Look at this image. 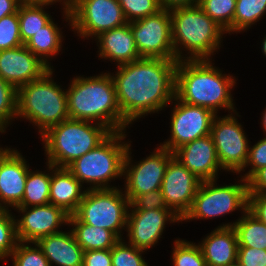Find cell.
Returning a JSON list of instances; mask_svg holds the SVG:
<instances>
[{"label": "cell", "mask_w": 266, "mask_h": 266, "mask_svg": "<svg viewBox=\"0 0 266 266\" xmlns=\"http://www.w3.org/2000/svg\"><path fill=\"white\" fill-rule=\"evenodd\" d=\"M176 59L142 57L112 76L123 119L130 124L175 99Z\"/></svg>", "instance_id": "6da1fadb"}, {"label": "cell", "mask_w": 266, "mask_h": 266, "mask_svg": "<svg viewBox=\"0 0 266 266\" xmlns=\"http://www.w3.org/2000/svg\"><path fill=\"white\" fill-rule=\"evenodd\" d=\"M215 68L210 59L178 61L175 86L178 100L207 108L214 114L220 108L235 111L230 90L236 82Z\"/></svg>", "instance_id": "7a4b0ae2"}, {"label": "cell", "mask_w": 266, "mask_h": 266, "mask_svg": "<svg viewBox=\"0 0 266 266\" xmlns=\"http://www.w3.org/2000/svg\"><path fill=\"white\" fill-rule=\"evenodd\" d=\"M67 92L70 119L95 121L111 132L123 131L128 123L118 105L116 89L109 73L71 81Z\"/></svg>", "instance_id": "3957f363"}, {"label": "cell", "mask_w": 266, "mask_h": 266, "mask_svg": "<svg viewBox=\"0 0 266 266\" xmlns=\"http://www.w3.org/2000/svg\"><path fill=\"white\" fill-rule=\"evenodd\" d=\"M172 43L177 61L183 60L180 46L189 50L187 59H210L219 48L225 30L211 19L198 4L170 10Z\"/></svg>", "instance_id": "277c9868"}, {"label": "cell", "mask_w": 266, "mask_h": 266, "mask_svg": "<svg viewBox=\"0 0 266 266\" xmlns=\"http://www.w3.org/2000/svg\"><path fill=\"white\" fill-rule=\"evenodd\" d=\"M52 70L17 89L16 116H23L37 125L41 135L69 119L67 92L50 79Z\"/></svg>", "instance_id": "5b68a950"}, {"label": "cell", "mask_w": 266, "mask_h": 266, "mask_svg": "<svg viewBox=\"0 0 266 266\" xmlns=\"http://www.w3.org/2000/svg\"><path fill=\"white\" fill-rule=\"evenodd\" d=\"M67 119L50 128L41 137L48 163L67 168L72 162L101 144L112 132L104 125Z\"/></svg>", "instance_id": "8992f818"}, {"label": "cell", "mask_w": 266, "mask_h": 266, "mask_svg": "<svg viewBox=\"0 0 266 266\" xmlns=\"http://www.w3.org/2000/svg\"><path fill=\"white\" fill-rule=\"evenodd\" d=\"M123 138L125 134L122 131L112 132L101 144L76 159L67 169L80 182L93 183L90 189H110L108 181L124 175V159L130 144H122L120 140Z\"/></svg>", "instance_id": "52a82bcc"}, {"label": "cell", "mask_w": 266, "mask_h": 266, "mask_svg": "<svg viewBox=\"0 0 266 266\" xmlns=\"http://www.w3.org/2000/svg\"><path fill=\"white\" fill-rule=\"evenodd\" d=\"M116 187L88 189L74 215L83 223L114 232L120 239V229L127 225L128 197Z\"/></svg>", "instance_id": "ba28073f"}, {"label": "cell", "mask_w": 266, "mask_h": 266, "mask_svg": "<svg viewBox=\"0 0 266 266\" xmlns=\"http://www.w3.org/2000/svg\"><path fill=\"white\" fill-rule=\"evenodd\" d=\"M244 184L214 186L215 180L201 181L189 211L181 219H203L221 216L241 208L248 209L247 181Z\"/></svg>", "instance_id": "9c48e42d"}, {"label": "cell", "mask_w": 266, "mask_h": 266, "mask_svg": "<svg viewBox=\"0 0 266 266\" xmlns=\"http://www.w3.org/2000/svg\"><path fill=\"white\" fill-rule=\"evenodd\" d=\"M64 12L71 26L84 38L128 23L117 0H75Z\"/></svg>", "instance_id": "30bf717a"}, {"label": "cell", "mask_w": 266, "mask_h": 266, "mask_svg": "<svg viewBox=\"0 0 266 266\" xmlns=\"http://www.w3.org/2000/svg\"><path fill=\"white\" fill-rule=\"evenodd\" d=\"M141 57L176 59L172 43L170 10L129 22Z\"/></svg>", "instance_id": "8fae6325"}, {"label": "cell", "mask_w": 266, "mask_h": 266, "mask_svg": "<svg viewBox=\"0 0 266 266\" xmlns=\"http://www.w3.org/2000/svg\"><path fill=\"white\" fill-rule=\"evenodd\" d=\"M231 115L221 119L215 116L210 135L222 169L239 173L245 168L249 146L241 125Z\"/></svg>", "instance_id": "7c38bea8"}, {"label": "cell", "mask_w": 266, "mask_h": 266, "mask_svg": "<svg viewBox=\"0 0 266 266\" xmlns=\"http://www.w3.org/2000/svg\"><path fill=\"white\" fill-rule=\"evenodd\" d=\"M159 147L155 150L156 152L135 166L129 165L131 159L129 157L130 148L128 147L124 159L123 173L127 176L125 195L130 203L138 195L161 189L166 166L174 153L162 146Z\"/></svg>", "instance_id": "4fadbf2b"}, {"label": "cell", "mask_w": 266, "mask_h": 266, "mask_svg": "<svg viewBox=\"0 0 266 266\" xmlns=\"http://www.w3.org/2000/svg\"><path fill=\"white\" fill-rule=\"evenodd\" d=\"M171 117V139L160 145L174 152L182 145L211 134L214 114L211 110L178 101Z\"/></svg>", "instance_id": "5bb4252c"}, {"label": "cell", "mask_w": 266, "mask_h": 266, "mask_svg": "<svg viewBox=\"0 0 266 266\" xmlns=\"http://www.w3.org/2000/svg\"><path fill=\"white\" fill-rule=\"evenodd\" d=\"M200 183L177 158L169 160L160 190L168 208L181 219L189 211Z\"/></svg>", "instance_id": "9a60e30c"}, {"label": "cell", "mask_w": 266, "mask_h": 266, "mask_svg": "<svg viewBox=\"0 0 266 266\" xmlns=\"http://www.w3.org/2000/svg\"><path fill=\"white\" fill-rule=\"evenodd\" d=\"M31 207H16L25 213L15 222L18 242L36 243L42 237L60 232L57 229L61 224L69 223L70 215L51 203Z\"/></svg>", "instance_id": "2e32d148"}, {"label": "cell", "mask_w": 266, "mask_h": 266, "mask_svg": "<svg viewBox=\"0 0 266 266\" xmlns=\"http://www.w3.org/2000/svg\"><path fill=\"white\" fill-rule=\"evenodd\" d=\"M50 69L24 44L0 51V77L16 89L41 78Z\"/></svg>", "instance_id": "e0dca14e"}, {"label": "cell", "mask_w": 266, "mask_h": 266, "mask_svg": "<svg viewBox=\"0 0 266 266\" xmlns=\"http://www.w3.org/2000/svg\"><path fill=\"white\" fill-rule=\"evenodd\" d=\"M131 212L128 211L126 226L129 243L141 250H146L157 243L166 221H181V218L171 209L132 210Z\"/></svg>", "instance_id": "ac0fdd59"}, {"label": "cell", "mask_w": 266, "mask_h": 266, "mask_svg": "<svg viewBox=\"0 0 266 266\" xmlns=\"http://www.w3.org/2000/svg\"><path fill=\"white\" fill-rule=\"evenodd\" d=\"M173 153L201 181L216 180L217 171L222 169L211 135L186 143Z\"/></svg>", "instance_id": "d6986e66"}, {"label": "cell", "mask_w": 266, "mask_h": 266, "mask_svg": "<svg viewBox=\"0 0 266 266\" xmlns=\"http://www.w3.org/2000/svg\"><path fill=\"white\" fill-rule=\"evenodd\" d=\"M25 159L16 150L0 148V201L17 207L25 190L29 172ZM0 203V208H5Z\"/></svg>", "instance_id": "ffe728a7"}, {"label": "cell", "mask_w": 266, "mask_h": 266, "mask_svg": "<svg viewBox=\"0 0 266 266\" xmlns=\"http://www.w3.org/2000/svg\"><path fill=\"white\" fill-rule=\"evenodd\" d=\"M53 170L51 175L49 202L73 215L83 200L85 191H81L82 183L67 169L58 168L48 163Z\"/></svg>", "instance_id": "44dd1931"}, {"label": "cell", "mask_w": 266, "mask_h": 266, "mask_svg": "<svg viewBox=\"0 0 266 266\" xmlns=\"http://www.w3.org/2000/svg\"><path fill=\"white\" fill-rule=\"evenodd\" d=\"M199 246L206 266H226L237 261L238 239L233 226L218 227Z\"/></svg>", "instance_id": "7402d4cb"}, {"label": "cell", "mask_w": 266, "mask_h": 266, "mask_svg": "<svg viewBox=\"0 0 266 266\" xmlns=\"http://www.w3.org/2000/svg\"><path fill=\"white\" fill-rule=\"evenodd\" d=\"M97 39L100 42V57L114 60L119 66L142 58L137 50L129 23L102 32Z\"/></svg>", "instance_id": "603a6c76"}, {"label": "cell", "mask_w": 266, "mask_h": 266, "mask_svg": "<svg viewBox=\"0 0 266 266\" xmlns=\"http://www.w3.org/2000/svg\"><path fill=\"white\" fill-rule=\"evenodd\" d=\"M36 244L42 249L44 256L58 266H82L84 250L70 232H58L40 238Z\"/></svg>", "instance_id": "cb8c5ba5"}, {"label": "cell", "mask_w": 266, "mask_h": 266, "mask_svg": "<svg viewBox=\"0 0 266 266\" xmlns=\"http://www.w3.org/2000/svg\"><path fill=\"white\" fill-rule=\"evenodd\" d=\"M72 232L84 251L111 249L120 238L112 231L81 222L74 214L69 216Z\"/></svg>", "instance_id": "d4e9b609"}, {"label": "cell", "mask_w": 266, "mask_h": 266, "mask_svg": "<svg viewBox=\"0 0 266 266\" xmlns=\"http://www.w3.org/2000/svg\"><path fill=\"white\" fill-rule=\"evenodd\" d=\"M242 218L233 224L220 227H231L236 231L238 247H251L266 250V224L260 221L248 209Z\"/></svg>", "instance_id": "484cf974"}, {"label": "cell", "mask_w": 266, "mask_h": 266, "mask_svg": "<svg viewBox=\"0 0 266 266\" xmlns=\"http://www.w3.org/2000/svg\"><path fill=\"white\" fill-rule=\"evenodd\" d=\"M46 5L49 3L22 2L19 6L17 12L23 44L51 20V16L45 13L44 8H42Z\"/></svg>", "instance_id": "4316f807"}, {"label": "cell", "mask_w": 266, "mask_h": 266, "mask_svg": "<svg viewBox=\"0 0 266 266\" xmlns=\"http://www.w3.org/2000/svg\"><path fill=\"white\" fill-rule=\"evenodd\" d=\"M60 29L52 21V19L35 33L24 45L44 63H47L48 56L57 54L61 48ZM44 57V58H43Z\"/></svg>", "instance_id": "83f0119b"}, {"label": "cell", "mask_w": 266, "mask_h": 266, "mask_svg": "<svg viewBox=\"0 0 266 266\" xmlns=\"http://www.w3.org/2000/svg\"><path fill=\"white\" fill-rule=\"evenodd\" d=\"M51 175L29 170L23 199L17 207L45 205L49 202ZM30 205V206H29Z\"/></svg>", "instance_id": "f1b7e54d"}, {"label": "cell", "mask_w": 266, "mask_h": 266, "mask_svg": "<svg viewBox=\"0 0 266 266\" xmlns=\"http://www.w3.org/2000/svg\"><path fill=\"white\" fill-rule=\"evenodd\" d=\"M198 5L225 33L233 31L236 0H198Z\"/></svg>", "instance_id": "f546056e"}, {"label": "cell", "mask_w": 266, "mask_h": 266, "mask_svg": "<svg viewBox=\"0 0 266 266\" xmlns=\"http://www.w3.org/2000/svg\"><path fill=\"white\" fill-rule=\"evenodd\" d=\"M266 12V0H236L233 32L246 30Z\"/></svg>", "instance_id": "4dcf8cb0"}, {"label": "cell", "mask_w": 266, "mask_h": 266, "mask_svg": "<svg viewBox=\"0 0 266 266\" xmlns=\"http://www.w3.org/2000/svg\"><path fill=\"white\" fill-rule=\"evenodd\" d=\"M8 208H0V259L11 256L18 242L16 236V220Z\"/></svg>", "instance_id": "1f68e13d"}, {"label": "cell", "mask_w": 266, "mask_h": 266, "mask_svg": "<svg viewBox=\"0 0 266 266\" xmlns=\"http://www.w3.org/2000/svg\"><path fill=\"white\" fill-rule=\"evenodd\" d=\"M172 257L174 266H206L200 246L184 240H175Z\"/></svg>", "instance_id": "d6a6232c"}, {"label": "cell", "mask_w": 266, "mask_h": 266, "mask_svg": "<svg viewBox=\"0 0 266 266\" xmlns=\"http://www.w3.org/2000/svg\"><path fill=\"white\" fill-rule=\"evenodd\" d=\"M17 114V89L0 77V132Z\"/></svg>", "instance_id": "836d02e7"}, {"label": "cell", "mask_w": 266, "mask_h": 266, "mask_svg": "<svg viewBox=\"0 0 266 266\" xmlns=\"http://www.w3.org/2000/svg\"><path fill=\"white\" fill-rule=\"evenodd\" d=\"M144 252L137 247L122 242L120 239L111 248L112 266H148L141 256Z\"/></svg>", "instance_id": "e575fe53"}, {"label": "cell", "mask_w": 266, "mask_h": 266, "mask_svg": "<svg viewBox=\"0 0 266 266\" xmlns=\"http://www.w3.org/2000/svg\"><path fill=\"white\" fill-rule=\"evenodd\" d=\"M34 244L36 248L26 246L25 242H17L11 254L14 266H51L42 249L36 243Z\"/></svg>", "instance_id": "d590c367"}, {"label": "cell", "mask_w": 266, "mask_h": 266, "mask_svg": "<svg viewBox=\"0 0 266 266\" xmlns=\"http://www.w3.org/2000/svg\"><path fill=\"white\" fill-rule=\"evenodd\" d=\"M123 10L127 22L135 21L161 10L158 0H117Z\"/></svg>", "instance_id": "8d00e7d4"}, {"label": "cell", "mask_w": 266, "mask_h": 266, "mask_svg": "<svg viewBox=\"0 0 266 266\" xmlns=\"http://www.w3.org/2000/svg\"><path fill=\"white\" fill-rule=\"evenodd\" d=\"M23 43L20 37L18 12L0 19V51L17 48Z\"/></svg>", "instance_id": "74e56055"}, {"label": "cell", "mask_w": 266, "mask_h": 266, "mask_svg": "<svg viewBox=\"0 0 266 266\" xmlns=\"http://www.w3.org/2000/svg\"><path fill=\"white\" fill-rule=\"evenodd\" d=\"M130 207L133 210H153V209H170L165 203V199L161 190L147 192L138 195L131 203Z\"/></svg>", "instance_id": "f35d334b"}, {"label": "cell", "mask_w": 266, "mask_h": 266, "mask_svg": "<svg viewBox=\"0 0 266 266\" xmlns=\"http://www.w3.org/2000/svg\"><path fill=\"white\" fill-rule=\"evenodd\" d=\"M248 165H251L252 169L246 173L242 182L247 181L260 168L266 167V137L249 148L245 168Z\"/></svg>", "instance_id": "ab89813d"}, {"label": "cell", "mask_w": 266, "mask_h": 266, "mask_svg": "<svg viewBox=\"0 0 266 266\" xmlns=\"http://www.w3.org/2000/svg\"><path fill=\"white\" fill-rule=\"evenodd\" d=\"M237 260L243 266H266V250L238 247Z\"/></svg>", "instance_id": "60d3db41"}, {"label": "cell", "mask_w": 266, "mask_h": 266, "mask_svg": "<svg viewBox=\"0 0 266 266\" xmlns=\"http://www.w3.org/2000/svg\"><path fill=\"white\" fill-rule=\"evenodd\" d=\"M82 266H112L111 249L84 251Z\"/></svg>", "instance_id": "b9f144b4"}, {"label": "cell", "mask_w": 266, "mask_h": 266, "mask_svg": "<svg viewBox=\"0 0 266 266\" xmlns=\"http://www.w3.org/2000/svg\"><path fill=\"white\" fill-rule=\"evenodd\" d=\"M248 210L266 224V193H248Z\"/></svg>", "instance_id": "7bdbcfd3"}, {"label": "cell", "mask_w": 266, "mask_h": 266, "mask_svg": "<svg viewBox=\"0 0 266 266\" xmlns=\"http://www.w3.org/2000/svg\"><path fill=\"white\" fill-rule=\"evenodd\" d=\"M248 193H266V167L257 170L247 180Z\"/></svg>", "instance_id": "ee69618b"}, {"label": "cell", "mask_w": 266, "mask_h": 266, "mask_svg": "<svg viewBox=\"0 0 266 266\" xmlns=\"http://www.w3.org/2000/svg\"><path fill=\"white\" fill-rule=\"evenodd\" d=\"M21 3L22 0H0V19L7 15L17 13Z\"/></svg>", "instance_id": "f6af8a7d"}, {"label": "cell", "mask_w": 266, "mask_h": 266, "mask_svg": "<svg viewBox=\"0 0 266 266\" xmlns=\"http://www.w3.org/2000/svg\"><path fill=\"white\" fill-rule=\"evenodd\" d=\"M161 8L171 10L176 7L192 6L198 4V0H158Z\"/></svg>", "instance_id": "bcb514c9"}, {"label": "cell", "mask_w": 266, "mask_h": 266, "mask_svg": "<svg viewBox=\"0 0 266 266\" xmlns=\"http://www.w3.org/2000/svg\"><path fill=\"white\" fill-rule=\"evenodd\" d=\"M56 1H59V0H22V2H36V3H52L53 2H56Z\"/></svg>", "instance_id": "7dc6e473"}, {"label": "cell", "mask_w": 266, "mask_h": 266, "mask_svg": "<svg viewBox=\"0 0 266 266\" xmlns=\"http://www.w3.org/2000/svg\"><path fill=\"white\" fill-rule=\"evenodd\" d=\"M262 126H263V129H265L264 131L266 132V109L263 113V117H262Z\"/></svg>", "instance_id": "c3c4849f"}, {"label": "cell", "mask_w": 266, "mask_h": 266, "mask_svg": "<svg viewBox=\"0 0 266 266\" xmlns=\"http://www.w3.org/2000/svg\"><path fill=\"white\" fill-rule=\"evenodd\" d=\"M75 0H64V2L63 3H65V8L64 9H66V8H69V6H70V4L71 3H73Z\"/></svg>", "instance_id": "681fc988"}, {"label": "cell", "mask_w": 266, "mask_h": 266, "mask_svg": "<svg viewBox=\"0 0 266 266\" xmlns=\"http://www.w3.org/2000/svg\"><path fill=\"white\" fill-rule=\"evenodd\" d=\"M263 48H262V52L264 53V55L266 56V37L265 39L263 40Z\"/></svg>", "instance_id": "f907efd6"}, {"label": "cell", "mask_w": 266, "mask_h": 266, "mask_svg": "<svg viewBox=\"0 0 266 266\" xmlns=\"http://www.w3.org/2000/svg\"><path fill=\"white\" fill-rule=\"evenodd\" d=\"M226 266H243L238 260L234 263H231L230 265H226Z\"/></svg>", "instance_id": "816d5d0a"}]
</instances>
